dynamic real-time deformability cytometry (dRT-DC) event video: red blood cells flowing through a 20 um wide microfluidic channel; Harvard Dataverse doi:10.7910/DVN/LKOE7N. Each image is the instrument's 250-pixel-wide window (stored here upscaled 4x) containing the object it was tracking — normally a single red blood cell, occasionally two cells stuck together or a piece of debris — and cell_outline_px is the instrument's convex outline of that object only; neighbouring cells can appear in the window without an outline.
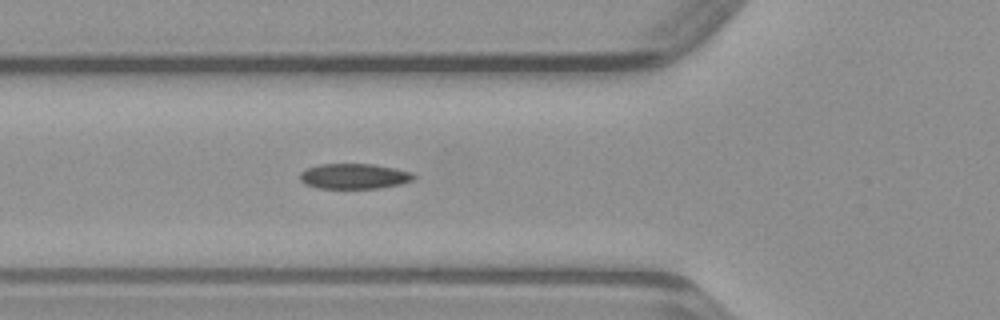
{"species": "common noctule bat (a hibernating species)", "species_latin": "Nyctalus noctula", "temperature_condition": "warm", "stored_images_in_passage": 25, "camera_frame_rate_fps": 3000, "um_per_image_px": 0.085, "animal": {"sex": "male", "body_mass_g": 23.1, "forearm_length_mm": 52.7}, "frame": {"image": 1, "passage_image": 8, "time_ms": 2.333, "image_size_px": [1000, 320], "cell_outline_px": [[416, 176], [412, 180], [404, 184], [380, 188], [316, 188], [304, 184], [300, 180], [300, 172], [308, 168], [320, 164], [372, 164], [412, 172]], "centroid_in_image_um": [30.1, 14.99], "position_along_channel_um": 95.7, "area_um2": 16.82}}